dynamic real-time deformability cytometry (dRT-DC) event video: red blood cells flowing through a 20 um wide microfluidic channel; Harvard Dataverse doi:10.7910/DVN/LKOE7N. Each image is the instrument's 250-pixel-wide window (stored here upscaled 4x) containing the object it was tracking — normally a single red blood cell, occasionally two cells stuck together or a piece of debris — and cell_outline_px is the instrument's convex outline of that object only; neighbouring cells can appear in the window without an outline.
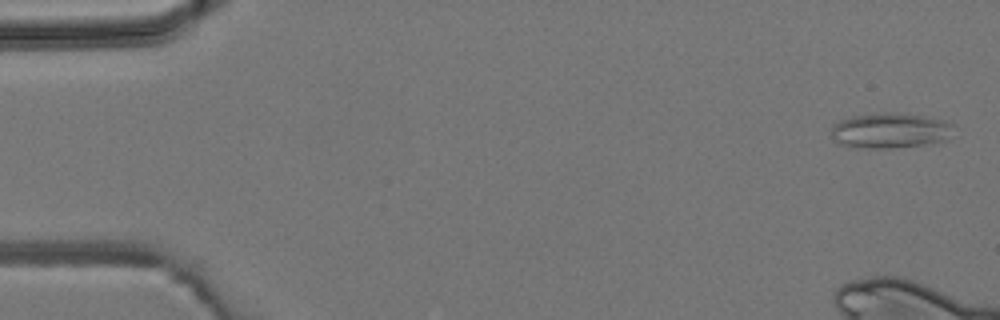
{"species": "common noctule bat (a hibernating species)", "species_latin": "Nyctalus noctula", "temperature_condition": "room temperature", "stored_images_in_passage": 6, "camera_frame_rate_fps": 3000, "um_per_image_px": 0.085, "animal": {"sex": "male", "body_mass_g": 19.2, "forearm_length_mm": 51.8}, "frame": {"image": 1, "passage_image": 1, "time_ms": 0.0, "image_size_px": [1000, 320], "cell_outline_px": [[956, 124], [948, 140], [924, 144], [892, 148], [856, 148], [840, 144], [832, 136], [832, 124], [840, 120], [852, 116], [880, 112], [884, 112], [924, 116], [944, 120]], "centroid_in_image_um": [75.68, 11.1], "position_along_channel_um": 9.3, "area_um2": 25.32}}